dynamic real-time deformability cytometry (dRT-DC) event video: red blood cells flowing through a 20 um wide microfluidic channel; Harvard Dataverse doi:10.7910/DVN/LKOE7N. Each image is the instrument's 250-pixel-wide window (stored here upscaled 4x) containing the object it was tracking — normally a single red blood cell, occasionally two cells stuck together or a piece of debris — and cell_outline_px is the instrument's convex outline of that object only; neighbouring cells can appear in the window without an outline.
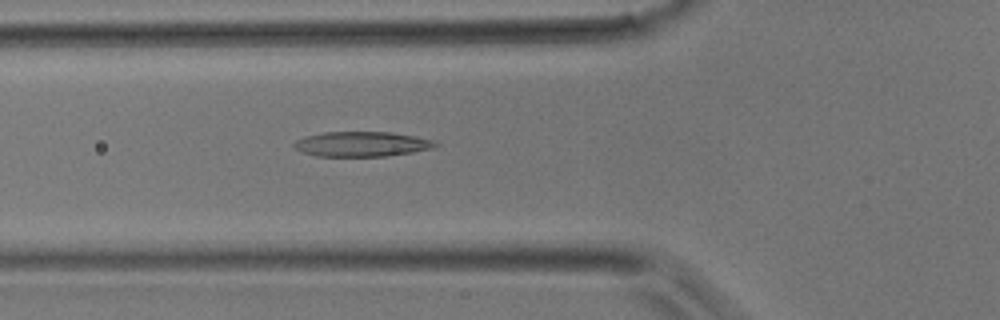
{"species": "common noctule bat (a hibernating species)", "species_latin": "Nyctalus noctula", "temperature_condition": "room temperature", "stored_images_in_passage": 31, "camera_frame_rate_fps": 3000, "um_per_image_px": 0.085, "animal": {"sex": "male", "body_mass_g": 17.9}, "frame": {"image": 1, "passage_image": 5, "time_ms": 1.333, "image_size_px": [1000, 320], "cell_outline_px": [[440, 144], [432, 148], [412, 152], [388, 156], [316, 156], [300, 152], [292, 144], [296, 140], [304, 136], [324, 132], [392, 132], [432, 140]], "centroid_in_image_um": [30.7, 12.25], "position_along_channel_um": 95.1, "area_um2": 20.52}}
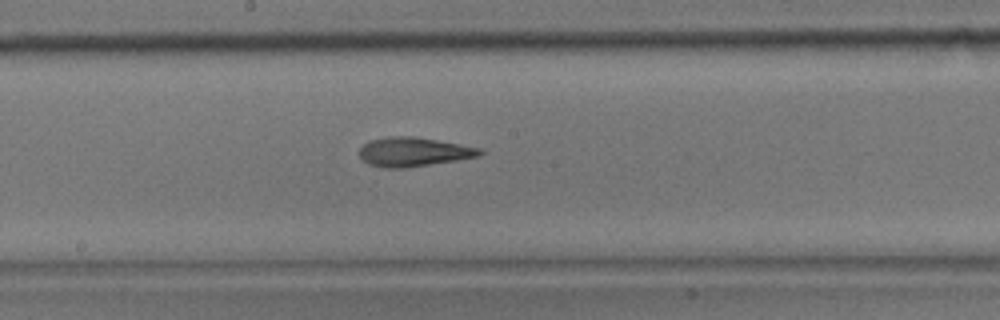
{"frame": {"image": 2, "passage_image": 12, "time_ms": 3.667, "image_size_px": [1000, 320], "cell_outline_px": [[484, 152], [480, 156], [456, 160], [404, 168], [384, 168], [368, 164], [360, 156], [360, 148], [368, 140], [388, 136], [412, 136], [460, 144], [480, 148]], "centroid_in_image_um": [35.13, 12.9], "position_along_channel_um": 213.1, "area_um2": 20.35}}
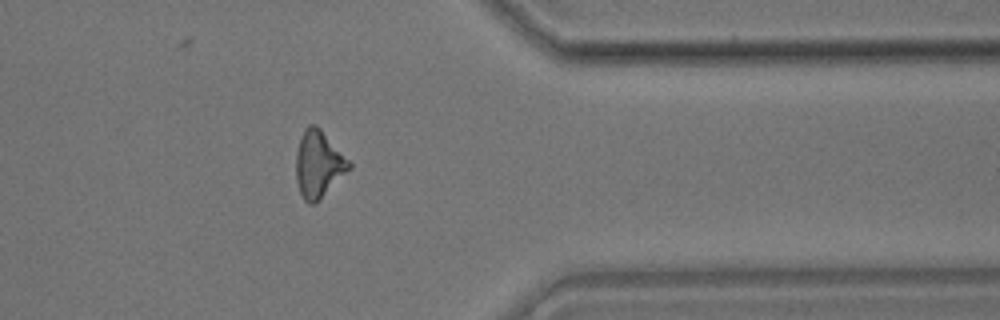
{"frame": {"image": 3, "passage_image": 23, "time_ms": 7.333, "image_size_px": [1000, 320], "cell_outline_px": [[352, 168], [316, 204], [308, 204], [304, 200], [300, 192], [296, 180], [296, 152], [300, 136], [304, 128], [308, 124], [316, 124], [320, 128], [352, 164]], "centroid_in_image_um": [27.07, 13.97], "position_along_channel_um": 384.3, "area_um2": 20.87}}